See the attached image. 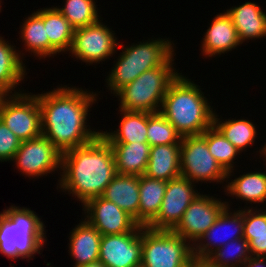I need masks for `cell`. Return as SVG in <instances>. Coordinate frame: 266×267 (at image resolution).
<instances>
[{
  "instance_id": "cell-1",
  "label": "cell",
  "mask_w": 266,
  "mask_h": 267,
  "mask_svg": "<svg viewBox=\"0 0 266 267\" xmlns=\"http://www.w3.org/2000/svg\"><path fill=\"white\" fill-rule=\"evenodd\" d=\"M41 111V131L61 153L93 141L99 131L87 124L88 112L98 94L62 85L36 94Z\"/></svg>"
},
{
  "instance_id": "cell-2",
  "label": "cell",
  "mask_w": 266,
  "mask_h": 267,
  "mask_svg": "<svg viewBox=\"0 0 266 267\" xmlns=\"http://www.w3.org/2000/svg\"><path fill=\"white\" fill-rule=\"evenodd\" d=\"M116 175L112 148L99 134L88 144L62 153L57 187L72 194L83 205L91 198L102 196Z\"/></svg>"
},
{
  "instance_id": "cell-3",
  "label": "cell",
  "mask_w": 266,
  "mask_h": 267,
  "mask_svg": "<svg viewBox=\"0 0 266 267\" xmlns=\"http://www.w3.org/2000/svg\"><path fill=\"white\" fill-rule=\"evenodd\" d=\"M201 89L180 73L163 98L159 112L182 137L201 135L213 125L216 110H213Z\"/></svg>"
},
{
  "instance_id": "cell-4",
  "label": "cell",
  "mask_w": 266,
  "mask_h": 267,
  "mask_svg": "<svg viewBox=\"0 0 266 267\" xmlns=\"http://www.w3.org/2000/svg\"><path fill=\"white\" fill-rule=\"evenodd\" d=\"M46 226L29 208L11 205L0 212V253L8 259H32L47 241Z\"/></svg>"
},
{
  "instance_id": "cell-5",
  "label": "cell",
  "mask_w": 266,
  "mask_h": 267,
  "mask_svg": "<svg viewBox=\"0 0 266 267\" xmlns=\"http://www.w3.org/2000/svg\"><path fill=\"white\" fill-rule=\"evenodd\" d=\"M169 38H155L134 43L131 46L119 44L122 53L117 57L115 65L107 75V89L115 95L125 85L133 82L145 71L164 66L176 54L174 43ZM173 44V45H172ZM109 87V88H108Z\"/></svg>"
},
{
  "instance_id": "cell-6",
  "label": "cell",
  "mask_w": 266,
  "mask_h": 267,
  "mask_svg": "<svg viewBox=\"0 0 266 267\" xmlns=\"http://www.w3.org/2000/svg\"><path fill=\"white\" fill-rule=\"evenodd\" d=\"M173 58L164 66L145 71L133 82L121 88L115 94L120 101L119 109L149 113L159 112L170 84L180 74L173 67L175 65Z\"/></svg>"
},
{
  "instance_id": "cell-7",
  "label": "cell",
  "mask_w": 266,
  "mask_h": 267,
  "mask_svg": "<svg viewBox=\"0 0 266 267\" xmlns=\"http://www.w3.org/2000/svg\"><path fill=\"white\" fill-rule=\"evenodd\" d=\"M193 258L192 244L180 235L142 226L141 267H184Z\"/></svg>"
},
{
  "instance_id": "cell-8",
  "label": "cell",
  "mask_w": 266,
  "mask_h": 267,
  "mask_svg": "<svg viewBox=\"0 0 266 267\" xmlns=\"http://www.w3.org/2000/svg\"><path fill=\"white\" fill-rule=\"evenodd\" d=\"M181 176L194 183H226L227 172L209 152L206 139L202 135L185 136L180 144Z\"/></svg>"
},
{
  "instance_id": "cell-9",
  "label": "cell",
  "mask_w": 266,
  "mask_h": 267,
  "mask_svg": "<svg viewBox=\"0 0 266 267\" xmlns=\"http://www.w3.org/2000/svg\"><path fill=\"white\" fill-rule=\"evenodd\" d=\"M0 120L21 140L42 135L41 111L36 94L5 95L0 101Z\"/></svg>"
},
{
  "instance_id": "cell-10",
  "label": "cell",
  "mask_w": 266,
  "mask_h": 267,
  "mask_svg": "<svg viewBox=\"0 0 266 267\" xmlns=\"http://www.w3.org/2000/svg\"><path fill=\"white\" fill-rule=\"evenodd\" d=\"M113 32L100 19L88 26L74 29L69 54L89 65L110 59L115 56L119 45L116 33Z\"/></svg>"
},
{
  "instance_id": "cell-11",
  "label": "cell",
  "mask_w": 266,
  "mask_h": 267,
  "mask_svg": "<svg viewBox=\"0 0 266 267\" xmlns=\"http://www.w3.org/2000/svg\"><path fill=\"white\" fill-rule=\"evenodd\" d=\"M16 168L28 178H39L61 171L62 153L43 135L21 141L13 160ZM59 168V169H58Z\"/></svg>"
},
{
  "instance_id": "cell-12",
  "label": "cell",
  "mask_w": 266,
  "mask_h": 267,
  "mask_svg": "<svg viewBox=\"0 0 266 267\" xmlns=\"http://www.w3.org/2000/svg\"><path fill=\"white\" fill-rule=\"evenodd\" d=\"M195 186L194 182L183 176L169 180L160 211L147 227L154 230H173L181 221L185 210L200 194Z\"/></svg>"
},
{
  "instance_id": "cell-13",
  "label": "cell",
  "mask_w": 266,
  "mask_h": 267,
  "mask_svg": "<svg viewBox=\"0 0 266 267\" xmlns=\"http://www.w3.org/2000/svg\"><path fill=\"white\" fill-rule=\"evenodd\" d=\"M225 207V201L200 193L172 231L193 245L215 223Z\"/></svg>"
},
{
  "instance_id": "cell-14",
  "label": "cell",
  "mask_w": 266,
  "mask_h": 267,
  "mask_svg": "<svg viewBox=\"0 0 266 267\" xmlns=\"http://www.w3.org/2000/svg\"><path fill=\"white\" fill-rule=\"evenodd\" d=\"M141 253L142 226L128 233L101 237L99 261L106 267L141 266Z\"/></svg>"
},
{
  "instance_id": "cell-15",
  "label": "cell",
  "mask_w": 266,
  "mask_h": 267,
  "mask_svg": "<svg viewBox=\"0 0 266 267\" xmlns=\"http://www.w3.org/2000/svg\"><path fill=\"white\" fill-rule=\"evenodd\" d=\"M82 206L85 220L102 236L128 233L140 226L129 213L102 196L91 198Z\"/></svg>"
},
{
  "instance_id": "cell-16",
  "label": "cell",
  "mask_w": 266,
  "mask_h": 267,
  "mask_svg": "<svg viewBox=\"0 0 266 267\" xmlns=\"http://www.w3.org/2000/svg\"><path fill=\"white\" fill-rule=\"evenodd\" d=\"M224 229H230L232 232L228 231L229 234ZM243 229V208H239L237 211L232 209L231 211L230 204L226 201V207L218 216L215 223L192 245L193 257L206 259L212 252L228 242L243 238ZM222 231L225 235L222 234L220 236L221 234L219 233H222Z\"/></svg>"
},
{
  "instance_id": "cell-17",
  "label": "cell",
  "mask_w": 266,
  "mask_h": 267,
  "mask_svg": "<svg viewBox=\"0 0 266 267\" xmlns=\"http://www.w3.org/2000/svg\"><path fill=\"white\" fill-rule=\"evenodd\" d=\"M201 43L202 55L210 58L232 51L242 44L227 12L215 15Z\"/></svg>"
},
{
  "instance_id": "cell-18",
  "label": "cell",
  "mask_w": 266,
  "mask_h": 267,
  "mask_svg": "<svg viewBox=\"0 0 266 267\" xmlns=\"http://www.w3.org/2000/svg\"><path fill=\"white\" fill-rule=\"evenodd\" d=\"M69 255L76 261L74 267H80L99 261V248L102 234L85 219L80 221L69 234Z\"/></svg>"
},
{
  "instance_id": "cell-19",
  "label": "cell",
  "mask_w": 266,
  "mask_h": 267,
  "mask_svg": "<svg viewBox=\"0 0 266 267\" xmlns=\"http://www.w3.org/2000/svg\"><path fill=\"white\" fill-rule=\"evenodd\" d=\"M6 41L0 36V91L4 95H13L22 93L21 89H15L24 81L27 69L22 51L16 50L15 45Z\"/></svg>"
},
{
  "instance_id": "cell-20",
  "label": "cell",
  "mask_w": 266,
  "mask_h": 267,
  "mask_svg": "<svg viewBox=\"0 0 266 267\" xmlns=\"http://www.w3.org/2000/svg\"><path fill=\"white\" fill-rule=\"evenodd\" d=\"M226 12L232 18L241 43L266 37V13L259 4L248 1Z\"/></svg>"
},
{
  "instance_id": "cell-21",
  "label": "cell",
  "mask_w": 266,
  "mask_h": 267,
  "mask_svg": "<svg viewBox=\"0 0 266 267\" xmlns=\"http://www.w3.org/2000/svg\"><path fill=\"white\" fill-rule=\"evenodd\" d=\"M44 22L49 38V57L69 52L73 42L74 28L56 7L34 11Z\"/></svg>"
},
{
  "instance_id": "cell-22",
  "label": "cell",
  "mask_w": 266,
  "mask_h": 267,
  "mask_svg": "<svg viewBox=\"0 0 266 267\" xmlns=\"http://www.w3.org/2000/svg\"><path fill=\"white\" fill-rule=\"evenodd\" d=\"M109 144L113 151L117 174L136 176L145 174L151 150L148 142Z\"/></svg>"
},
{
  "instance_id": "cell-23",
  "label": "cell",
  "mask_w": 266,
  "mask_h": 267,
  "mask_svg": "<svg viewBox=\"0 0 266 267\" xmlns=\"http://www.w3.org/2000/svg\"><path fill=\"white\" fill-rule=\"evenodd\" d=\"M139 176L117 174L102 197L129 213L138 223Z\"/></svg>"
},
{
  "instance_id": "cell-24",
  "label": "cell",
  "mask_w": 266,
  "mask_h": 267,
  "mask_svg": "<svg viewBox=\"0 0 266 267\" xmlns=\"http://www.w3.org/2000/svg\"><path fill=\"white\" fill-rule=\"evenodd\" d=\"M145 176L169 181L181 176L180 144H166L151 147Z\"/></svg>"
},
{
  "instance_id": "cell-25",
  "label": "cell",
  "mask_w": 266,
  "mask_h": 267,
  "mask_svg": "<svg viewBox=\"0 0 266 267\" xmlns=\"http://www.w3.org/2000/svg\"><path fill=\"white\" fill-rule=\"evenodd\" d=\"M167 181L139 176L138 224L147 227L160 211Z\"/></svg>"
},
{
  "instance_id": "cell-26",
  "label": "cell",
  "mask_w": 266,
  "mask_h": 267,
  "mask_svg": "<svg viewBox=\"0 0 266 267\" xmlns=\"http://www.w3.org/2000/svg\"><path fill=\"white\" fill-rule=\"evenodd\" d=\"M120 112L121 121L119 129L116 131H100V134L108 143H132L147 141V112L144 111H126Z\"/></svg>"
},
{
  "instance_id": "cell-27",
  "label": "cell",
  "mask_w": 266,
  "mask_h": 267,
  "mask_svg": "<svg viewBox=\"0 0 266 267\" xmlns=\"http://www.w3.org/2000/svg\"><path fill=\"white\" fill-rule=\"evenodd\" d=\"M224 192L247 204L266 202V171L247 172L226 183Z\"/></svg>"
},
{
  "instance_id": "cell-28",
  "label": "cell",
  "mask_w": 266,
  "mask_h": 267,
  "mask_svg": "<svg viewBox=\"0 0 266 267\" xmlns=\"http://www.w3.org/2000/svg\"><path fill=\"white\" fill-rule=\"evenodd\" d=\"M246 208L243 209V237L248 241L251 256L266 257V209H253L252 205L251 209Z\"/></svg>"
},
{
  "instance_id": "cell-29",
  "label": "cell",
  "mask_w": 266,
  "mask_h": 267,
  "mask_svg": "<svg viewBox=\"0 0 266 267\" xmlns=\"http://www.w3.org/2000/svg\"><path fill=\"white\" fill-rule=\"evenodd\" d=\"M214 114L213 125L229 140L240 152L255 143L257 128L250 120L246 119H226L225 121Z\"/></svg>"
},
{
  "instance_id": "cell-30",
  "label": "cell",
  "mask_w": 266,
  "mask_h": 267,
  "mask_svg": "<svg viewBox=\"0 0 266 267\" xmlns=\"http://www.w3.org/2000/svg\"><path fill=\"white\" fill-rule=\"evenodd\" d=\"M25 19L19 32L24 49L33 56L46 59L49 56V38L43 20L35 12Z\"/></svg>"
},
{
  "instance_id": "cell-31",
  "label": "cell",
  "mask_w": 266,
  "mask_h": 267,
  "mask_svg": "<svg viewBox=\"0 0 266 267\" xmlns=\"http://www.w3.org/2000/svg\"><path fill=\"white\" fill-rule=\"evenodd\" d=\"M207 141L209 152L216 159V161L227 172V179L234 173L235 158L240 151L227 140L222 133L214 126H210L201 134Z\"/></svg>"
},
{
  "instance_id": "cell-32",
  "label": "cell",
  "mask_w": 266,
  "mask_h": 267,
  "mask_svg": "<svg viewBox=\"0 0 266 267\" xmlns=\"http://www.w3.org/2000/svg\"><path fill=\"white\" fill-rule=\"evenodd\" d=\"M250 257L248 241L243 237L216 249L206 259L217 267H243Z\"/></svg>"
},
{
  "instance_id": "cell-33",
  "label": "cell",
  "mask_w": 266,
  "mask_h": 267,
  "mask_svg": "<svg viewBox=\"0 0 266 267\" xmlns=\"http://www.w3.org/2000/svg\"><path fill=\"white\" fill-rule=\"evenodd\" d=\"M56 8L74 29L88 26L101 19L95 0H65L62 8Z\"/></svg>"
},
{
  "instance_id": "cell-34",
  "label": "cell",
  "mask_w": 266,
  "mask_h": 267,
  "mask_svg": "<svg viewBox=\"0 0 266 267\" xmlns=\"http://www.w3.org/2000/svg\"><path fill=\"white\" fill-rule=\"evenodd\" d=\"M181 139L182 136L160 112H147V141L151 147L181 144Z\"/></svg>"
},
{
  "instance_id": "cell-35",
  "label": "cell",
  "mask_w": 266,
  "mask_h": 267,
  "mask_svg": "<svg viewBox=\"0 0 266 267\" xmlns=\"http://www.w3.org/2000/svg\"><path fill=\"white\" fill-rule=\"evenodd\" d=\"M21 140L0 120V162H11Z\"/></svg>"
},
{
  "instance_id": "cell-36",
  "label": "cell",
  "mask_w": 266,
  "mask_h": 267,
  "mask_svg": "<svg viewBox=\"0 0 266 267\" xmlns=\"http://www.w3.org/2000/svg\"><path fill=\"white\" fill-rule=\"evenodd\" d=\"M243 267H266V257L251 256Z\"/></svg>"
},
{
  "instance_id": "cell-37",
  "label": "cell",
  "mask_w": 266,
  "mask_h": 267,
  "mask_svg": "<svg viewBox=\"0 0 266 267\" xmlns=\"http://www.w3.org/2000/svg\"><path fill=\"white\" fill-rule=\"evenodd\" d=\"M194 267H217L211 264L207 259L194 258Z\"/></svg>"
},
{
  "instance_id": "cell-38",
  "label": "cell",
  "mask_w": 266,
  "mask_h": 267,
  "mask_svg": "<svg viewBox=\"0 0 266 267\" xmlns=\"http://www.w3.org/2000/svg\"><path fill=\"white\" fill-rule=\"evenodd\" d=\"M80 267H106V266L102 262L97 261V262L89 263L87 265H83V266H80Z\"/></svg>"
},
{
  "instance_id": "cell-39",
  "label": "cell",
  "mask_w": 266,
  "mask_h": 267,
  "mask_svg": "<svg viewBox=\"0 0 266 267\" xmlns=\"http://www.w3.org/2000/svg\"><path fill=\"white\" fill-rule=\"evenodd\" d=\"M259 153H260V158L263 156L264 157V159L266 160V143H265V145L262 147V149L261 150H259ZM266 164V163H265Z\"/></svg>"
},
{
  "instance_id": "cell-40",
  "label": "cell",
  "mask_w": 266,
  "mask_h": 267,
  "mask_svg": "<svg viewBox=\"0 0 266 267\" xmlns=\"http://www.w3.org/2000/svg\"><path fill=\"white\" fill-rule=\"evenodd\" d=\"M184 267H194V258L192 261H190L188 264H186Z\"/></svg>"
},
{
  "instance_id": "cell-41",
  "label": "cell",
  "mask_w": 266,
  "mask_h": 267,
  "mask_svg": "<svg viewBox=\"0 0 266 267\" xmlns=\"http://www.w3.org/2000/svg\"><path fill=\"white\" fill-rule=\"evenodd\" d=\"M5 95L0 91V101L2 100V98L4 97Z\"/></svg>"
}]
</instances>
